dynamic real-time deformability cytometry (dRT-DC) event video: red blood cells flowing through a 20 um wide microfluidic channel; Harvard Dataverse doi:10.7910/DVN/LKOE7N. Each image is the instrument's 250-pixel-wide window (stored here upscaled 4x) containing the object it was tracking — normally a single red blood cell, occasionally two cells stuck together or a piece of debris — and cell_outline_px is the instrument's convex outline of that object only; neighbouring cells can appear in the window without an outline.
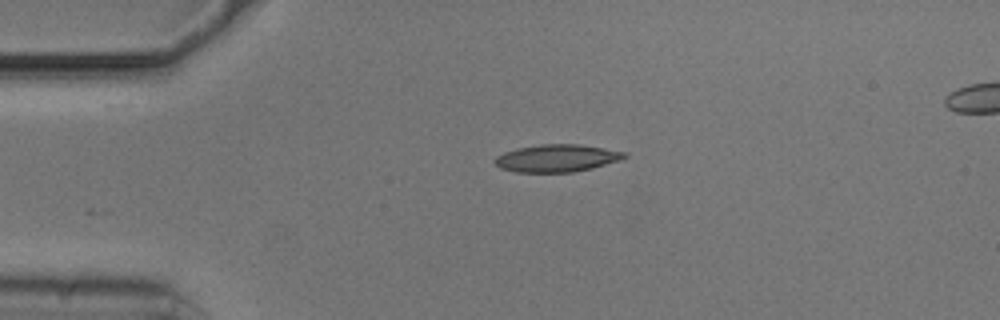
{"species": "common noctule bat (a hibernating species)", "species_latin": "Nyctalus noctula", "temperature_condition": "cold", "stored_images_in_passage": 31, "camera_frame_rate_fps": 3000, "um_per_image_px": 0.085, "animal": {"sex": "male", "body_mass_g": 20.5, "forearm_length_mm": 52.5}, "frame": {"image": 1, "passage_image": 1, "time_ms": 0.0, "image_size_px": [1000, 320], "cell_outline_px": [[628, 156], [624, 160], [592, 168], [572, 172], [516, 172], [500, 168], [492, 160], [496, 156], [504, 152], [516, 148], [540, 144], [580, 144], [628, 152]], "centroid_in_image_um": [47.37, 13.44], "position_along_channel_um": 37.6, "area_um2": 21.04}}
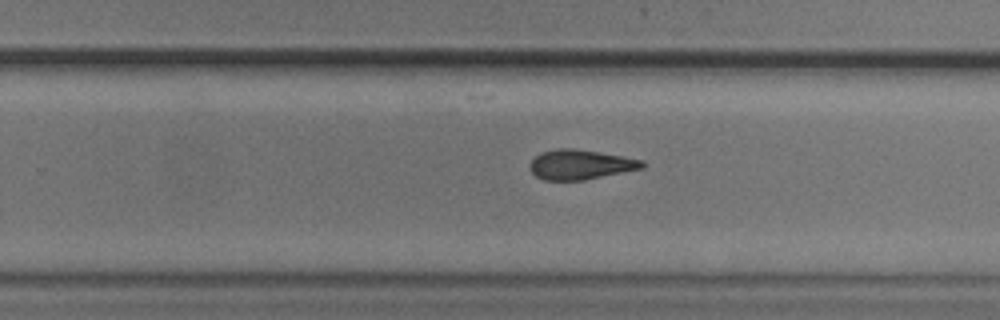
{"frame": {"image": 2, "passage_image": 23, "time_ms": 7.333, "image_size_px": [1000, 320], "cell_outline_px": [[644, 168], [584, 180], [544, 180], [536, 176], [528, 168], [528, 164], [540, 152], [556, 148], [572, 148], [624, 156], [644, 160]], "centroid_in_image_um": [49.32, 13.98], "position_along_channel_um": 280.5, "area_um2": 19.59}}
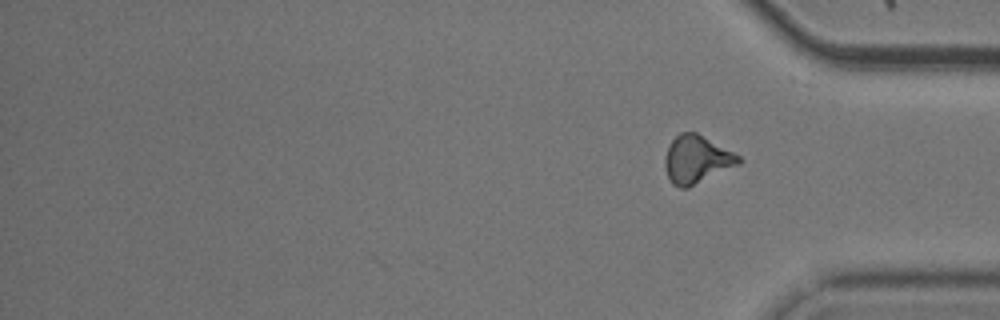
{"frame": {"image": 3, "passage_image": 31, "time_ms": 10.0, "image_size_px": [1000, 320], "cell_outline_px": [[744, 160], [740, 164], [688, 188], [680, 188], [672, 184], [668, 176], [664, 164], [664, 156], [672, 140], [680, 132], [696, 132], [740, 156]], "centroid_in_image_um": [59.22, 13.57], "position_along_channel_um": 376.0, "area_um2": 20.52}, "authors_computed_cell_mechanics": {"area_um2": 20.519, "velocity_mm_per_s": 3.7308, "shape_relaxation_time_tau1_ms": 6.2535, "shape_relaxation_time_tau2_ms": 6.0212, "deformation_change_tau1": 0.1418, "deformation_change_tau2": 0.1558}}